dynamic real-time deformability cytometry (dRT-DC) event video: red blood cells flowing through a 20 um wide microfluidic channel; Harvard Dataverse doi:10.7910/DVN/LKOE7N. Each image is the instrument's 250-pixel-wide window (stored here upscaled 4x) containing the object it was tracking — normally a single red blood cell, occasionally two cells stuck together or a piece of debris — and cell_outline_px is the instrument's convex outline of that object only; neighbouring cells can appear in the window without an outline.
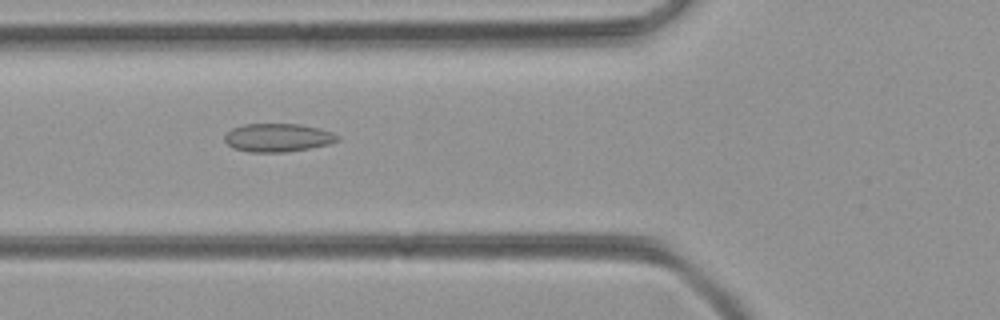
{"species": "common noctule bat (a hibernating species)", "species_latin": "Nyctalus noctula", "temperature_condition": "room temperature", "stored_images_in_passage": 37, "camera_frame_rate_fps": 3000, "um_per_image_px": 0.085, "animal": {"sex": "female", "body_mass_g": 21.9}, "frame": {"image": 1, "passage_image": 8, "time_ms": 2.333, "image_size_px": [1000, 320], "cell_outline_px": [[340, 140], [328, 144], [308, 148], [284, 152], [248, 152], [232, 148], [224, 140], [224, 136], [232, 128], [244, 124], [300, 124], [320, 128], [332, 132], [340, 136]], "centroid_in_image_um": [23.61, 11.69], "position_along_channel_um": 102.2, "area_um2": 18.67}}
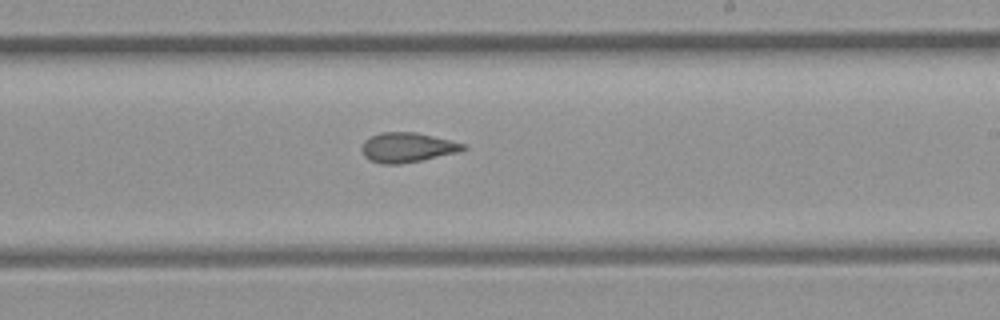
{"frame": {"image": 2, "passage_image": 19, "time_ms": 6.0, "image_size_px": [1000, 320], "cell_outline_px": [[468, 148], [456, 152], [420, 160], [400, 164], [380, 164], [368, 160], [364, 156], [360, 148], [364, 140], [380, 132], [416, 132], [464, 144]], "centroid_in_image_um": [34.54, 12.53], "position_along_channel_um": 254.5, "area_um2": 17.4}}
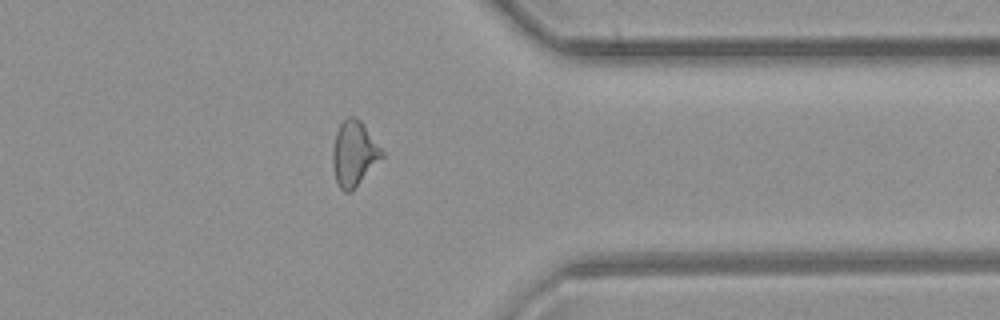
{"frame": {"image": 3, "passage_image": 29, "time_ms": 9.333, "image_size_px": [1000, 320], "cell_outline_px": [[384, 156], [352, 192], [344, 192], [336, 184], [332, 164], [332, 148], [336, 132], [340, 124], [348, 116], [356, 116], [360, 120], [384, 152]], "centroid_in_image_um": [30.07, 13.08], "position_along_channel_um": 381.3, "area_um2": 18.84}}